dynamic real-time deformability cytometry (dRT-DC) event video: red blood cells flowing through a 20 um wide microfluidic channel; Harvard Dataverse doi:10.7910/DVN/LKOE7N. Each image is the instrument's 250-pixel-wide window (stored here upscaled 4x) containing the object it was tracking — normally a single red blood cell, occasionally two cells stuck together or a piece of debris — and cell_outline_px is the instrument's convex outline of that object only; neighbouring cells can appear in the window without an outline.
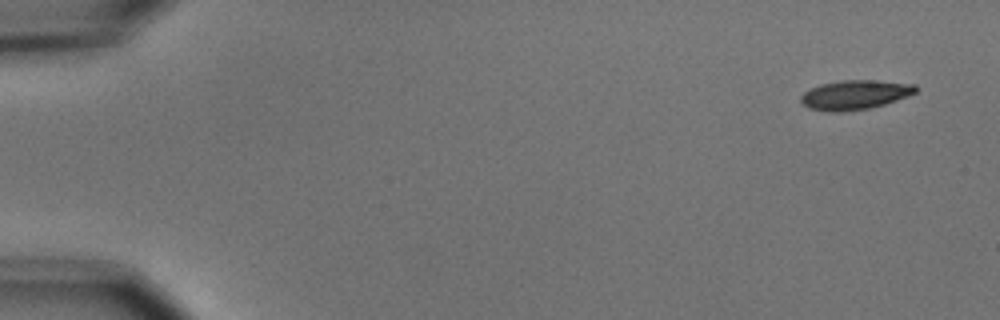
{"species": "common noctule bat (a hibernating species)", "species_latin": "Nyctalus noctula", "temperature_condition": "cold", "stored_images_in_passage": 4, "camera_frame_rate_fps": 3000, "um_per_image_px": 0.085, "animal": {"sex": "male", "body_mass_g": 15.6}, "frame": {"image": 1, "passage_image": 1, "time_ms": 0.0, "image_size_px": [1000, 320], "cell_outline_px": [[916, 92], [908, 96], [884, 104], [868, 108], [840, 112], [828, 112], [808, 108], [800, 100], [800, 96], [804, 92], [820, 84], [840, 80], [876, 80], [916, 84]], "centroid_in_image_um": [72.65, 8.05], "position_along_channel_um": 12.3, "area_um2": 19.65}}